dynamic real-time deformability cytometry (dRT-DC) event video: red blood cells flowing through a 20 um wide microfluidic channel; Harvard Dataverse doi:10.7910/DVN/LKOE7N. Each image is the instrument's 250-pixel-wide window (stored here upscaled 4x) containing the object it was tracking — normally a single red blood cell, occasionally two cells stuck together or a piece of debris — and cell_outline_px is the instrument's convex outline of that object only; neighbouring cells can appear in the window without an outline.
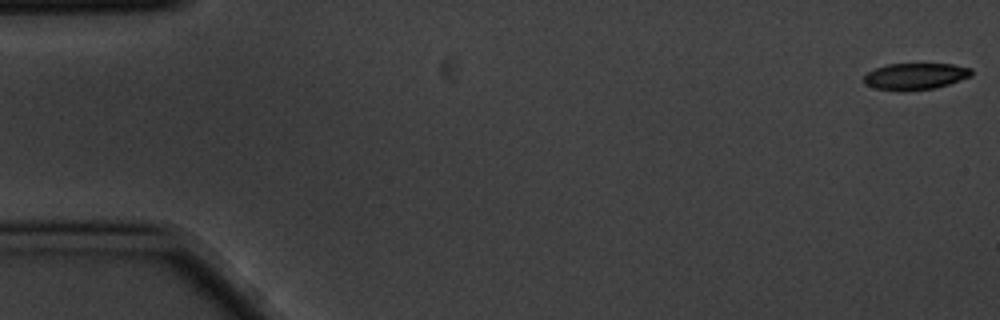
{"species": "common noctule bat (a hibernating species)", "species_latin": "Nyctalus noctula", "temperature_condition": "cold", "stored_images_in_passage": 4, "camera_frame_rate_fps": 3000, "um_per_image_px": 0.085, "animal": {"sex": "male", "body_mass_g": 20.1, "forearm_length_mm": 53.5}, "frame": {"image": 1, "passage_image": 1, "time_ms": 0.0, "image_size_px": [1000, 320], "cell_outline_px": [[972, 76], [948, 84], [932, 88], [900, 92], [876, 88], [864, 84], [864, 76], [868, 72], [876, 68], [888, 64], [952, 64], [972, 68]], "centroid_in_image_um": [77.79, 6.49], "position_along_channel_um": 7.2, "area_um2": 16.65}}
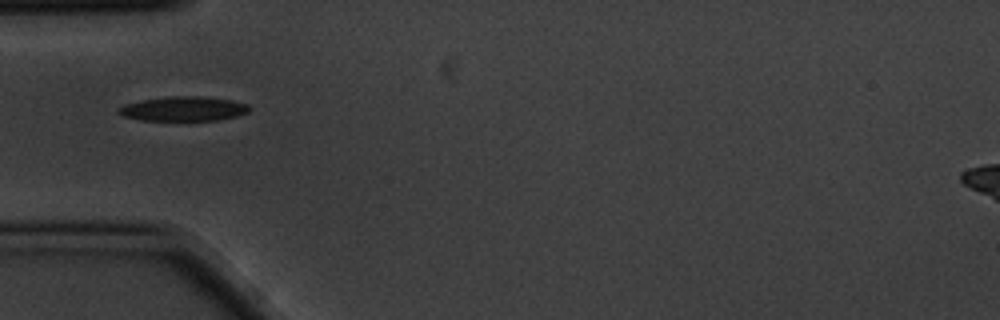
{"frame": {"image": 2, "passage_image": 3, "time_ms": 0.667, "image_size_px": [1000, 320], "cell_outline_px": [[252, 108], [248, 112], [236, 116], [216, 120], [144, 120], [124, 116], [116, 112], [116, 108], [124, 104], [140, 100], [172, 96], [200, 96], [232, 100], [248, 104]], "centroid_in_image_um": [15.59, 9.24], "position_along_channel_um": 69.4, "area_um2": 18.67}}